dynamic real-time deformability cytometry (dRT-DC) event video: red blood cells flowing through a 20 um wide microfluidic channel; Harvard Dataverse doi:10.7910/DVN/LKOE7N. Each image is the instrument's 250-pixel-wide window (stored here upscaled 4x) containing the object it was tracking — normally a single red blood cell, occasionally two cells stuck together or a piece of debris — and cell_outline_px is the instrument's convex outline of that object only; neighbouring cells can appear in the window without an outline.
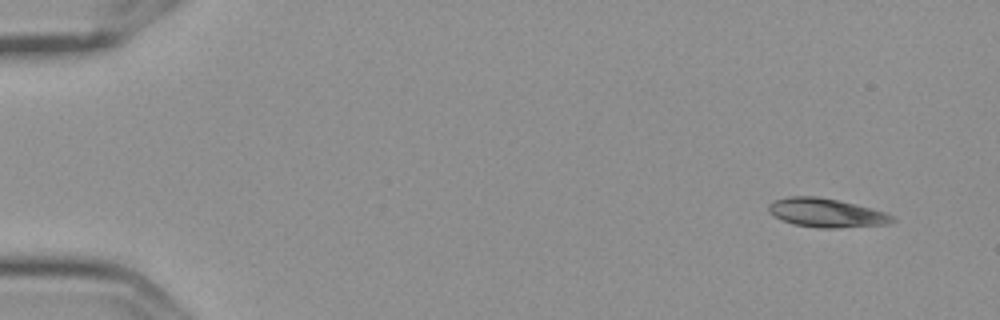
{"species": "Egyptian fruit bat (a non-hibernating species)", "species_latin": "Rousettus aegyptiacus", "temperature_condition": "cold", "stored_images_in_passage": 8, "camera_frame_rate_fps": 3000, "um_per_image_px": 0.085, "frame": {"image": 1, "passage_image": 1, "time_ms": 0.0, "image_size_px": [1000, 320], "cell_outline_px": [[896, 220], [888, 224], [836, 228], [816, 228], [792, 224], [768, 212], [768, 204], [776, 200], [788, 196], [820, 196], [856, 204], [872, 208], [884, 212], [892, 216]], "centroid_in_image_um": [70.23, 18.09], "position_along_channel_um": 14.8, "area_um2": 20.81}}
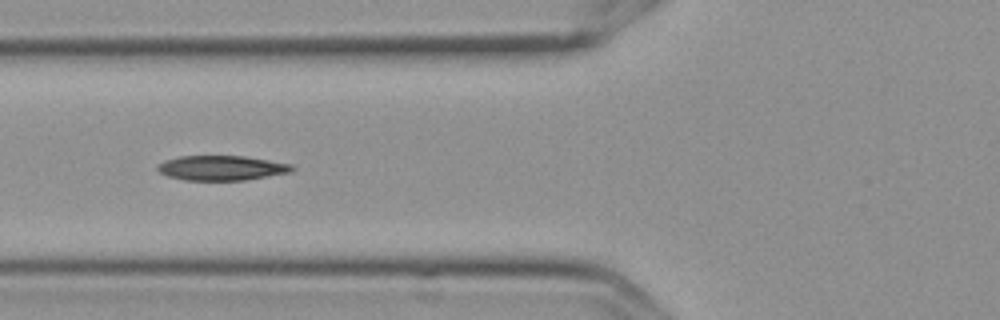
{"frame": {"image": 2, "passage_image": 6, "time_ms": 1.667, "image_size_px": [1000, 320], "cell_outline_px": [[296, 168], [292, 172], [244, 180], [184, 180], [168, 176], [160, 172], [156, 168], [164, 160], [180, 156], [244, 156], [292, 164]], "centroid_in_image_um": [18.86, 14.27], "position_along_channel_um": 106.9, "area_um2": 19.36}}
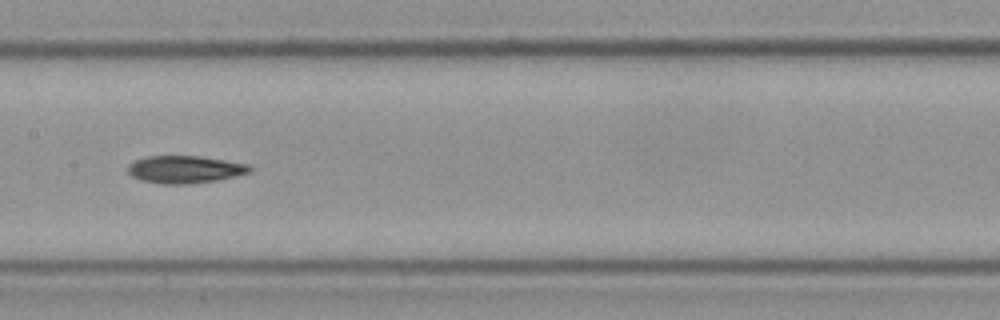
{"frame": {"image": 3, "passage_image": 8, "time_ms": 2.333, "image_size_px": [1000, 320], "cell_outline_px": [[252, 172], [236, 176], [216, 180], [188, 184], [160, 184], [140, 180], [132, 176], [128, 172], [128, 164], [136, 160], [148, 156], [200, 156], [248, 164], [252, 168]], "centroid_in_image_um": [15.72, 14.4], "position_along_channel_um": 191.7, "area_um2": 19.54}}